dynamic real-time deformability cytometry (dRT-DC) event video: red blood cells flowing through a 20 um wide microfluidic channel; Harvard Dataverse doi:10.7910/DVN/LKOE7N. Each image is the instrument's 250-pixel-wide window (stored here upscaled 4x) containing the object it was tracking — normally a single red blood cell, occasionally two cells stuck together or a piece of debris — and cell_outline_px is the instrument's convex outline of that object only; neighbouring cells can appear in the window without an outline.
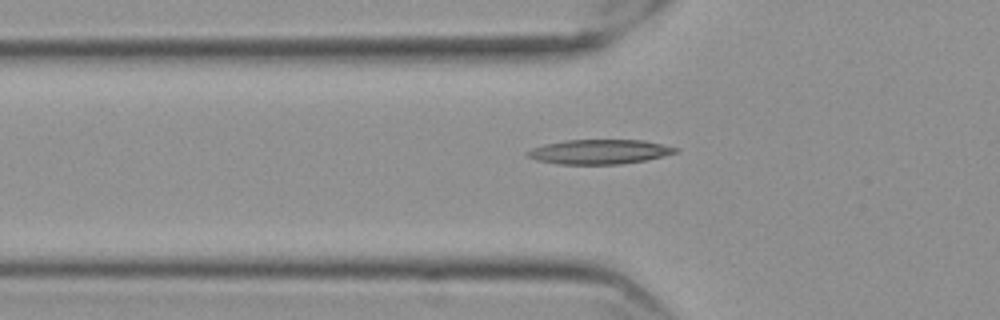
{"species": "Egyptian fruit bat (a non-hibernating species)", "species_latin": "Rousettus aegyptiacus", "temperature_condition": "cold", "stored_images_in_passage": 57, "camera_frame_rate_fps": 3000, "um_per_image_px": 0.085, "frame": {"image": 1, "passage_image": 20, "time_ms": 6.333, "image_size_px": [1000, 320], "cell_outline_px": [[680, 152], [644, 160], [620, 164], [560, 164], [536, 160], [528, 156], [524, 152], [532, 148], [544, 144], [564, 140], [644, 140], [680, 148]], "centroid_in_image_um": [50.96, 12.89], "position_along_channel_um": 74.8, "area_um2": 21.21}}
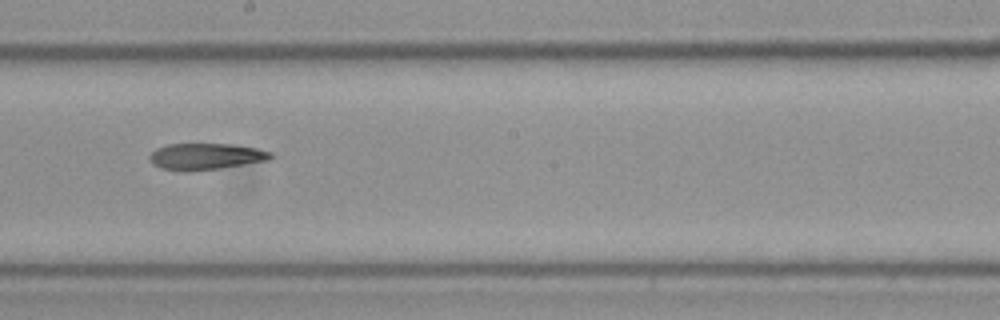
{"frame": {"image": 2, "passage_image": 33, "time_ms": 10.667, "image_size_px": [1000, 320], "cell_outline_px": [[276, 156], [268, 160], [216, 168], [188, 172], [160, 168], [152, 164], [148, 160], [148, 156], [156, 148], [168, 144], [232, 144], [256, 148], [272, 152]], "centroid_in_image_um": [17.45, 13.29], "position_along_channel_um": 230.7, "area_um2": 18.67}}
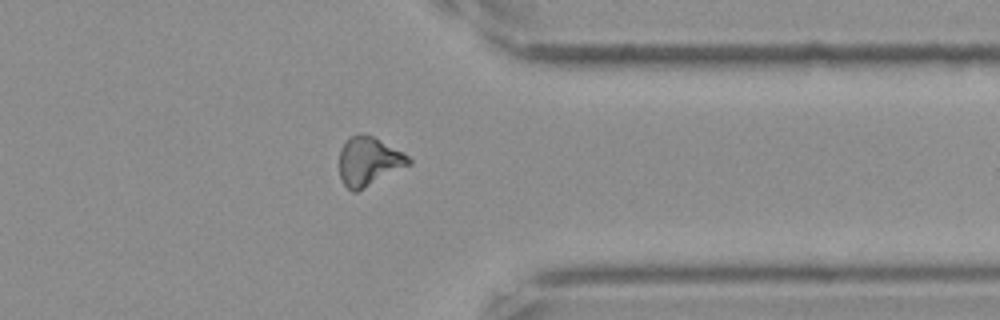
{"frame": {"image": 3, "passage_image": 46, "time_ms": 15.0, "image_size_px": [1000, 320], "cell_outline_px": [[412, 164], [356, 192], [352, 192], [344, 184], [340, 176], [340, 148], [348, 136], [360, 132], [372, 136], [404, 152], [412, 160]], "centroid_in_image_um": [31.35, 13.69], "position_along_channel_um": 380.1, "area_um2": 19.88}}